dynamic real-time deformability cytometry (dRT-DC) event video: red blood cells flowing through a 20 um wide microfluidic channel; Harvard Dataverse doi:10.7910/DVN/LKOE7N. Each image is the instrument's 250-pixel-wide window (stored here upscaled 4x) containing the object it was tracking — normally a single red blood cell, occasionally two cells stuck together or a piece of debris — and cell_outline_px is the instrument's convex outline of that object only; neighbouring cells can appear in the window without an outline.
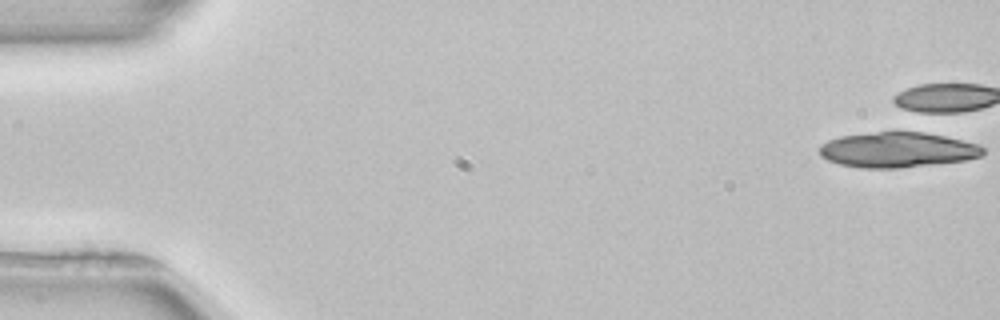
{"species": "common noctule bat (a hibernating species)", "species_latin": "Nyctalus noctula", "temperature_condition": "room temperature", "stored_images_in_passage": 4, "camera_frame_rate_fps": 3000, "um_per_image_px": 0.085, "animal": {"sex": "female", "body_mass_g": 22.7, "forearm_length_mm": 54.2}, "frame": {"image": 1, "passage_image": 1, "time_ms": 0.0, "image_size_px": [1000, 320], "cell_outline_px": [[984, 152], [980, 156], [968, 160], [900, 168], [860, 168], [840, 164], [828, 160], [820, 156], [820, 144], [828, 140], [840, 136], [876, 132], [916, 128], [980, 144], [984, 148]], "centroid_in_image_um": [76.34, 12.69], "position_along_channel_um": 8.7, "area_um2": 34.74}}